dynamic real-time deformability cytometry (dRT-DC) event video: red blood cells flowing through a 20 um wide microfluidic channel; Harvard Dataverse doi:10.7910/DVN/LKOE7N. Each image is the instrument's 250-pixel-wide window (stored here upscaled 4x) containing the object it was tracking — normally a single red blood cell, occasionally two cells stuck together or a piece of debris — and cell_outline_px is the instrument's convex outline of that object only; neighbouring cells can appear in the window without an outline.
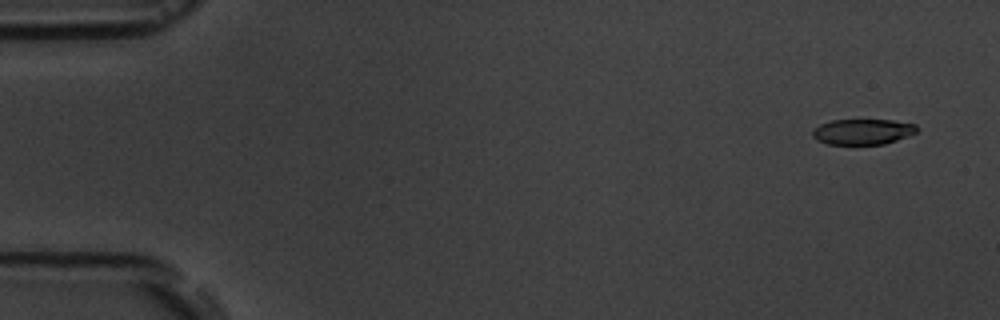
{"species": "common noctule bat (a hibernating species)", "species_latin": "Nyctalus noctula", "temperature_condition": "room temperature", "stored_images_in_passage": 5, "camera_frame_rate_fps": 3000, "um_per_image_px": 0.085, "animal": {"sex": "male", "body_mass_g": 19.5, "forearm_length_mm": 54.6}, "frame": {"image": 1, "passage_image": 1, "time_ms": 0.0, "image_size_px": [1000, 320], "cell_outline_px": [[920, 128], [916, 132], [896, 140], [884, 144], [828, 144], [816, 140], [812, 136], [812, 128], [820, 124], [832, 120], [892, 120], [916, 124]], "centroid_in_image_um": [73.31, 11.19], "position_along_channel_um": 11.7, "area_um2": 15.61}}
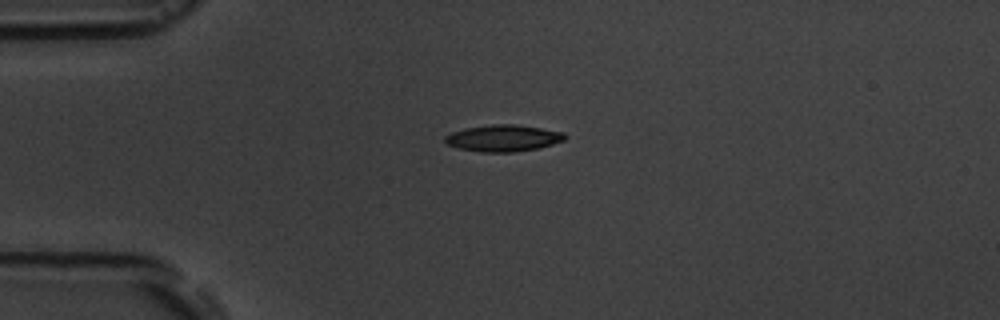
{"frame": {"image": 2, "passage_image": 4, "time_ms": 3.667, "image_size_px": [1000, 320], "cell_outline_px": [[568, 136], [564, 140], [540, 148], [516, 152], [480, 152], [460, 148], [448, 144], [444, 140], [444, 136], [452, 132], [464, 128], [492, 124], [516, 124], [564, 132]], "centroid_in_image_um": [42.8, 11.74], "position_along_channel_um": 42.2, "area_um2": 18.67}}